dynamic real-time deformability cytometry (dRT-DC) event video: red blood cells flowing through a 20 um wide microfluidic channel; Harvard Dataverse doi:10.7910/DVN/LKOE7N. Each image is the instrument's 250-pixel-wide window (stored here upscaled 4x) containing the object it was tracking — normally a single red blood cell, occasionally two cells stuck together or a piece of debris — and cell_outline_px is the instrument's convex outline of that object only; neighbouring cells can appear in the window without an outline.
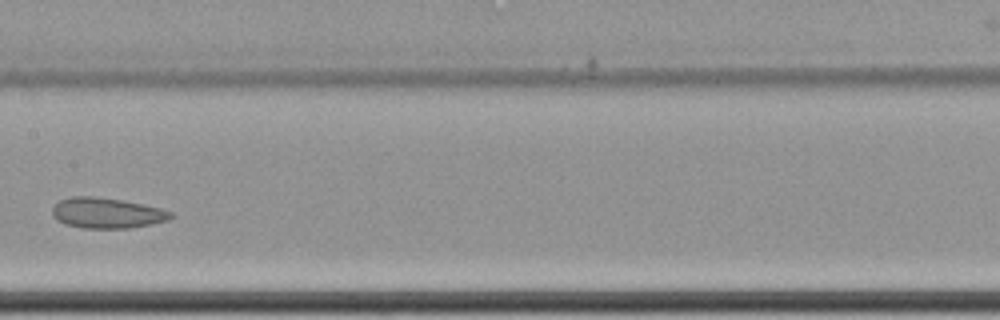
{"species": "common noctule bat (a hibernating species)", "species_latin": "Nyctalus noctula", "temperature_condition": "cold", "stored_images_in_passage": 9, "camera_frame_rate_fps": 3000, "um_per_image_px": 0.085, "animal": {"sex": "female", "body_mass_g": 22.7, "forearm_length_mm": 54.2}, "frame": {"image": 1, "passage_image": 6, "time_ms": 1.667, "image_size_px": [1000, 320], "cell_outline_px": [[176, 216], [168, 220], [128, 228], [84, 228], [68, 224], [56, 220], [52, 216], [52, 208], [60, 200], [72, 196], [96, 196], [124, 200], [160, 208], [172, 212]], "centroid_in_image_um": [9.08, 18.09], "position_along_channel_um": 198.3, "area_um2": 21.04}}
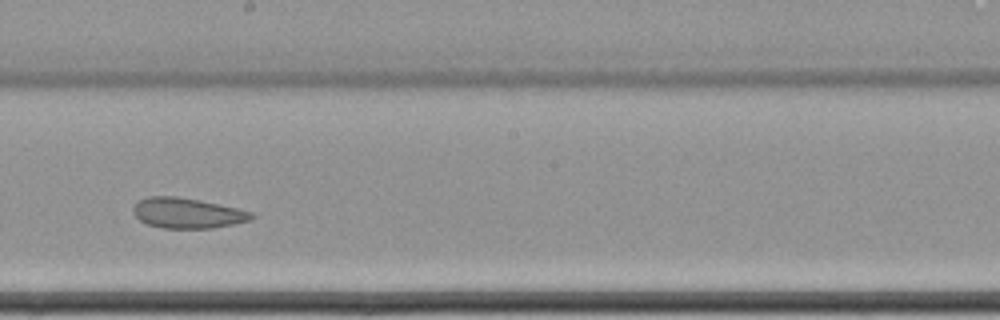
{"frame": {"image": 2, "passage_image": 7, "time_ms": 2.0, "image_size_px": [1000, 320], "cell_outline_px": [[256, 216], [252, 220], [212, 228], [164, 228], [148, 224], [140, 220], [132, 212], [132, 208], [140, 200], [148, 196], [176, 196], [200, 200], [236, 208], [252, 212]], "centroid_in_image_um": [15.93, 18.11], "position_along_channel_um": 232.3, "area_um2": 20.81}}
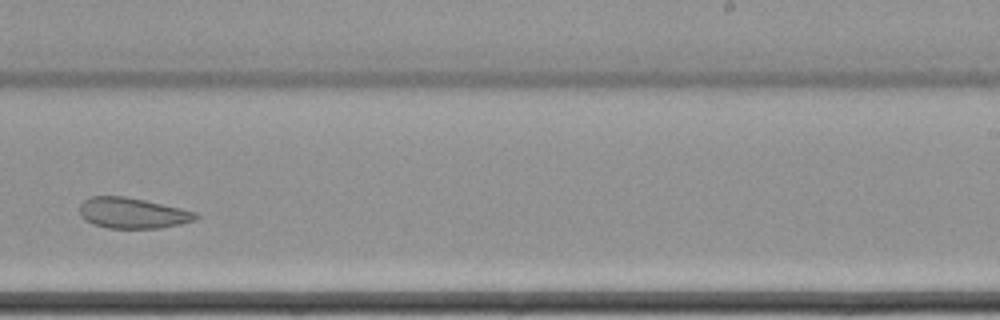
{"frame": {"image": 3, "passage_image": 8, "time_ms": 2.333, "image_size_px": [1000, 320], "cell_outline_px": [[200, 216], [196, 220], [180, 224], [160, 228], [108, 228], [92, 224], [84, 220], [80, 216], [80, 204], [88, 196], [124, 196], [144, 200], [180, 208], [196, 212]], "centroid_in_image_um": [11.24, 18.11], "position_along_channel_um": 277.8, "area_um2": 20.87}}